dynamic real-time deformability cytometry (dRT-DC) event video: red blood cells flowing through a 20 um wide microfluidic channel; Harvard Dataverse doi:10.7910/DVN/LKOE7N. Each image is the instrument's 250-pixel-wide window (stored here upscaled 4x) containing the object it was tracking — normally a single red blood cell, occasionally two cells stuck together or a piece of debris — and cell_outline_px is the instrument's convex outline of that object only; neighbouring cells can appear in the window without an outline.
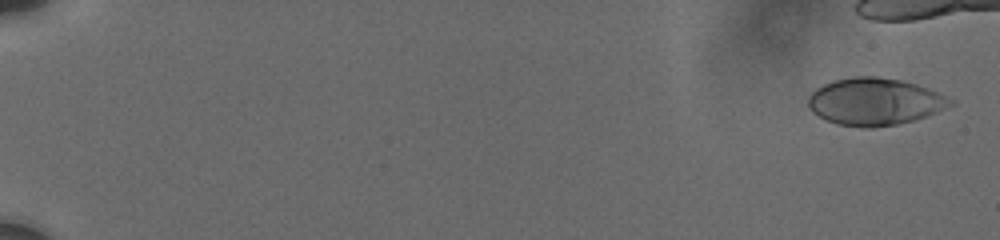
{"species": "human", "species_latin": "Homo sapiens", "temperature_condition": "cold", "stored_images_in_passage": 19, "camera_frame_rate_fps": 3000, "um_per_image_px": 0.085, "donor": {"sex": "male"}, "frame": {"image": 1, "passage_image": 1, "time_ms": 0.0, "image_size_px": [1000, 240], "cell_outline_px": [[956, 100], [952, 104], [936, 112], [912, 120], [896, 124], [872, 128], [860, 128], [836, 124], [824, 120], [812, 112], [808, 104], [808, 96], [816, 88], [824, 84], [836, 80], [852, 76], [876, 76], [900, 80], [916, 84], [928, 88]], "centroid_in_image_um": [74.32, 8.64], "position_along_channel_um": 10.7, "area_um2": 39.13}}
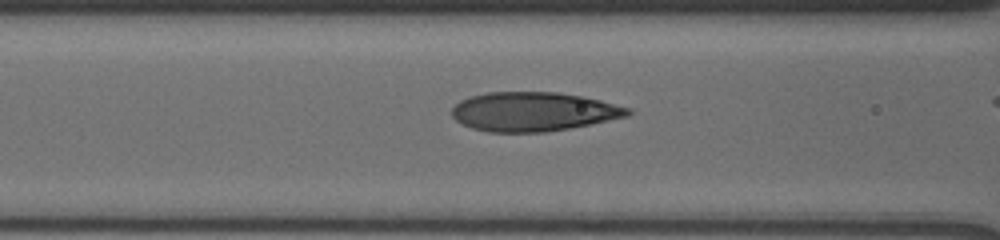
{"frame": {"image": 2, "passage_image": 16, "time_ms": 8.333, "image_size_px": [1000, 240], "cell_outline_px": [[632, 112], [628, 116], [568, 128], [544, 132], [488, 132], [472, 128], [456, 120], [452, 116], [452, 108], [460, 100], [468, 96], [488, 92], [556, 92], [584, 96], [632, 108]], "centroid_in_image_um": [45.33, 9.48], "position_along_channel_um": 121.3, "area_um2": 40.06}}
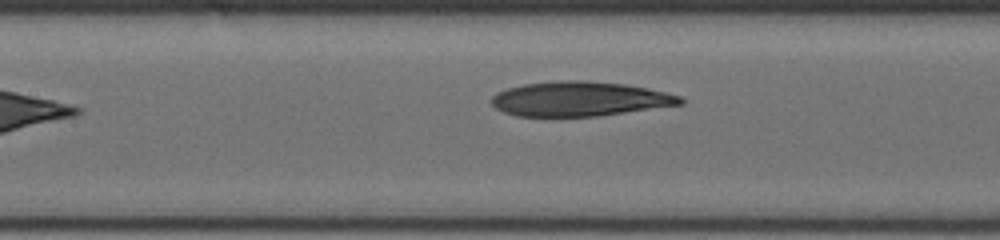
{"frame": {"image": 3, "passage_image": 19, "time_ms": 10.667, "image_size_px": [1000, 240], "cell_outline_px": [[684, 104], [600, 116], [516, 116], [504, 112], [496, 108], [492, 104], [492, 96], [496, 92], [508, 88], [524, 84], [564, 80], [584, 80], [624, 84], [648, 88], [680, 96], [684, 100]], "centroid_in_image_um": [49.28, 8.41], "position_along_channel_um": 158.1, "area_um2": 38.03}}